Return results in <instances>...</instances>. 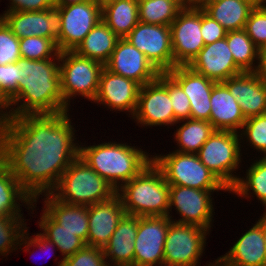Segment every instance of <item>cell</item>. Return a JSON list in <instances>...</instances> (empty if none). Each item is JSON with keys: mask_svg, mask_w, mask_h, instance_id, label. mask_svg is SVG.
<instances>
[{"mask_svg": "<svg viewBox=\"0 0 266 266\" xmlns=\"http://www.w3.org/2000/svg\"><path fill=\"white\" fill-rule=\"evenodd\" d=\"M22 79L17 62L0 65V87L11 100L17 95Z\"/></svg>", "mask_w": 266, "mask_h": 266, "instance_id": "obj_43", "label": "cell"}, {"mask_svg": "<svg viewBox=\"0 0 266 266\" xmlns=\"http://www.w3.org/2000/svg\"><path fill=\"white\" fill-rule=\"evenodd\" d=\"M42 211V214H40L42 216H40V221L38 222L40 230L42 229L44 231L41 234L50 240L56 246L57 250H60L63 259L74 255L86 245L76 233L61 229V226L44 209Z\"/></svg>", "mask_w": 266, "mask_h": 266, "instance_id": "obj_33", "label": "cell"}, {"mask_svg": "<svg viewBox=\"0 0 266 266\" xmlns=\"http://www.w3.org/2000/svg\"><path fill=\"white\" fill-rule=\"evenodd\" d=\"M29 227H27L25 229V232L23 233L20 241H19V245H18V249H21L22 250V246H24V250L23 251H30V247L33 246L35 247L34 249L39 248V250H44V251H51L54 250V249H51L52 248H55L56 246L50 241L48 240L47 238H45L41 232L40 234L37 233L36 235L34 234V237L32 236H28L30 234H28L29 232L27 231Z\"/></svg>", "mask_w": 266, "mask_h": 266, "instance_id": "obj_46", "label": "cell"}, {"mask_svg": "<svg viewBox=\"0 0 266 266\" xmlns=\"http://www.w3.org/2000/svg\"><path fill=\"white\" fill-rule=\"evenodd\" d=\"M199 6L224 29H244L251 10L254 8L244 0H195Z\"/></svg>", "mask_w": 266, "mask_h": 266, "instance_id": "obj_27", "label": "cell"}, {"mask_svg": "<svg viewBox=\"0 0 266 266\" xmlns=\"http://www.w3.org/2000/svg\"><path fill=\"white\" fill-rule=\"evenodd\" d=\"M44 211L58 224L61 229L76 233L87 245L89 234L88 206L67 204L55 199L50 193L43 194Z\"/></svg>", "mask_w": 266, "mask_h": 266, "instance_id": "obj_26", "label": "cell"}, {"mask_svg": "<svg viewBox=\"0 0 266 266\" xmlns=\"http://www.w3.org/2000/svg\"><path fill=\"white\" fill-rule=\"evenodd\" d=\"M222 83L236 98L245 119L266 114V84L254 71H243Z\"/></svg>", "mask_w": 266, "mask_h": 266, "instance_id": "obj_22", "label": "cell"}, {"mask_svg": "<svg viewBox=\"0 0 266 266\" xmlns=\"http://www.w3.org/2000/svg\"><path fill=\"white\" fill-rule=\"evenodd\" d=\"M160 73L174 68L170 27L140 22L125 37Z\"/></svg>", "mask_w": 266, "mask_h": 266, "instance_id": "obj_13", "label": "cell"}, {"mask_svg": "<svg viewBox=\"0 0 266 266\" xmlns=\"http://www.w3.org/2000/svg\"><path fill=\"white\" fill-rule=\"evenodd\" d=\"M183 122L174 132V139L178 149L174 150L181 153L197 154L201 146L215 131L213 125L207 120L187 119L177 122Z\"/></svg>", "mask_w": 266, "mask_h": 266, "instance_id": "obj_32", "label": "cell"}, {"mask_svg": "<svg viewBox=\"0 0 266 266\" xmlns=\"http://www.w3.org/2000/svg\"><path fill=\"white\" fill-rule=\"evenodd\" d=\"M258 64L254 71L257 77L266 84V52H259Z\"/></svg>", "mask_w": 266, "mask_h": 266, "instance_id": "obj_48", "label": "cell"}, {"mask_svg": "<svg viewBox=\"0 0 266 266\" xmlns=\"http://www.w3.org/2000/svg\"><path fill=\"white\" fill-rule=\"evenodd\" d=\"M120 38L101 19L74 50L105 65Z\"/></svg>", "mask_w": 266, "mask_h": 266, "instance_id": "obj_29", "label": "cell"}, {"mask_svg": "<svg viewBox=\"0 0 266 266\" xmlns=\"http://www.w3.org/2000/svg\"><path fill=\"white\" fill-rule=\"evenodd\" d=\"M0 18L17 38L38 36L57 42L61 30V11L57 6L44 11L9 12Z\"/></svg>", "mask_w": 266, "mask_h": 266, "instance_id": "obj_16", "label": "cell"}, {"mask_svg": "<svg viewBox=\"0 0 266 266\" xmlns=\"http://www.w3.org/2000/svg\"><path fill=\"white\" fill-rule=\"evenodd\" d=\"M50 194L63 203L89 206L110 199L117 191L78 156Z\"/></svg>", "mask_w": 266, "mask_h": 266, "instance_id": "obj_5", "label": "cell"}, {"mask_svg": "<svg viewBox=\"0 0 266 266\" xmlns=\"http://www.w3.org/2000/svg\"><path fill=\"white\" fill-rule=\"evenodd\" d=\"M168 93L177 122L187 120L191 116L189 98L182 88L168 75Z\"/></svg>", "mask_w": 266, "mask_h": 266, "instance_id": "obj_42", "label": "cell"}, {"mask_svg": "<svg viewBox=\"0 0 266 266\" xmlns=\"http://www.w3.org/2000/svg\"><path fill=\"white\" fill-rule=\"evenodd\" d=\"M227 31L201 8V34L205 45L224 39Z\"/></svg>", "mask_w": 266, "mask_h": 266, "instance_id": "obj_44", "label": "cell"}, {"mask_svg": "<svg viewBox=\"0 0 266 266\" xmlns=\"http://www.w3.org/2000/svg\"><path fill=\"white\" fill-rule=\"evenodd\" d=\"M244 1L248 2L254 8L266 6V0H244Z\"/></svg>", "mask_w": 266, "mask_h": 266, "instance_id": "obj_51", "label": "cell"}, {"mask_svg": "<svg viewBox=\"0 0 266 266\" xmlns=\"http://www.w3.org/2000/svg\"><path fill=\"white\" fill-rule=\"evenodd\" d=\"M169 185L209 191H230L199 159L197 154L169 152L152 156Z\"/></svg>", "mask_w": 266, "mask_h": 266, "instance_id": "obj_6", "label": "cell"}, {"mask_svg": "<svg viewBox=\"0 0 266 266\" xmlns=\"http://www.w3.org/2000/svg\"><path fill=\"white\" fill-rule=\"evenodd\" d=\"M141 85L135 80L114 74L103 68L100 74L99 86L93 102L102 104L110 111H126L133 117Z\"/></svg>", "mask_w": 266, "mask_h": 266, "instance_id": "obj_18", "label": "cell"}, {"mask_svg": "<svg viewBox=\"0 0 266 266\" xmlns=\"http://www.w3.org/2000/svg\"><path fill=\"white\" fill-rule=\"evenodd\" d=\"M19 201V202H18ZM27 205L28 210H35L36 202L21 187L16 177L3 164L0 167V207L10 216H23L20 206ZM34 203V204H33Z\"/></svg>", "mask_w": 266, "mask_h": 266, "instance_id": "obj_30", "label": "cell"}, {"mask_svg": "<svg viewBox=\"0 0 266 266\" xmlns=\"http://www.w3.org/2000/svg\"><path fill=\"white\" fill-rule=\"evenodd\" d=\"M132 118L141 127L177 124L168 93L167 73H160L155 81L140 87L137 108Z\"/></svg>", "mask_w": 266, "mask_h": 266, "instance_id": "obj_11", "label": "cell"}, {"mask_svg": "<svg viewBox=\"0 0 266 266\" xmlns=\"http://www.w3.org/2000/svg\"><path fill=\"white\" fill-rule=\"evenodd\" d=\"M58 266H109L103 249L85 245L74 255L57 262Z\"/></svg>", "mask_w": 266, "mask_h": 266, "instance_id": "obj_39", "label": "cell"}, {"mask_svg": "<svg viewBox=\"0 0 266 266\" xmlns=\"http://www.w3.org/2000/svg\"><path fill=\"white\" fill-rule=\"evenodd\" d=\"M101 19L119 38H125L139 23L138 0L101 2Z\"/></svg>", "mask_w": 266, "mask_h": 266, "instance_id": "obj_28", "label": "cell"}, {"mask_svg": "<svg viewBox=\"0 0 266 266\" xmlns=\"http://www.w3.org/2000/svg\"><path fill=\"white\" fill-rule=\"evenodd\" d=\"M246 178V179H245ZM239 177L237 183L230 189V193H235L238 197H255L261 201L266 211V158L257 159L249 166L246 177ZM252 190V194H251Z\"/></svg>", "mask_w": 266, "mask_h": 266, "instance_id": "obj_34", "label": "cell"}, {"mask_svg": "<svg viewBox=\"0 0 266 266\" xmlns=\"http://www.w3.org/2000/svg\"><path fill=\"white\" fill-rule=\"evenodd\" d=\"M193 0H138L139 21L170 26L179 12Z\"/></svg>", "mask_w": 266, "mask_h": 266, "instance_id": "obj_31", "label": "cell"}, {"mask_svg": "<svg viewBox=\"0 0 266 266\" xmlns=\"http://www.w3.org/2000/svg\"><path fill=\"white\" fill-rule=\"evenodd\" d=\"M69 112L25 114L0 125L3 164L38 202L79 156Z\"/></svg>", "mask_w": 266, "mask_h": 266, "instance_id": "obj_1", "label": "cell"}, {"mask_svg": "<svg viewBox=\"0 0 266 266\" xmlns=\"http://www.w3.org/2000/svg\"><path fill=\"white\" fill-rule=\"evenodd\" d=\"M55 5H70V4H76V3H82L85 1H90V0H54Z\"/></svg>", "mask_w": 266, "mask_h": 266, "instance_id": "obj_49", "label": "cell"}, {"mask_svg": "<svg viewBox=\"0 0 266 266\" xmlns=\"http://www.w3.org/2000/svg\"><path fill=\"white\" fill-rule=\"evenodd\" d=\"M10 6L4 11L25 12V11H44L55 6L54 0H9Z\"/></svg>", "mask_w": 266, "mask_h": 266, "instance_id": "obj_45", "label": "cell"}, {"mask_svg": "<svg viewBox=\"0 0 266 266\" xmlns=\"http://www.w3.org/2000/svg\"><path fill=\"white\" fill-rule=\"evenodd\" d=\"M169 216L138 217L133 266H157L163 262Z\"/></svg>", "mask_w": 266, "mask_h": 266, "instance_id": "obj_15", "label": "cell"}, {"mask_svg": "<svg viewBox=\"0 0 266 266\" xmlns=\"http://www.w3.org/2000/svg\"><path fill=\"white\" fill-rule=\"evenodd\" d=\"M239 133L215 130L197 153L200 161L230 190L239 178L236 169L241 162ZM234 172V173H233Z\"/></svg>", "mask_w": 266, "mask_h": 266, "instance_id": "obj_8", "label": "cell"}, {"mask_svg": "<svg viewBox=\"0 0 266 266\" xmlns=\"http://www.w3.org/2000/svg\"><path fill=\"white\" fill-rule=\"evenodd\" d=\"M259 52H266V43H265L264 46L260 49Z\"/></svg>", "mask_w": 266, "mask_h": 266, "instance_id": "obj_56", "label": "cell"}, {"mask_svg": "<svg viewBox=\"0 0 266 266\" xmlns=\"http://www.w3.org/2000/svg\"><path fill=\"white\" fill-rule=\"evenodd\" d=\"M8 215L1 207H0V218H2L3 216Z\"/></svg>", "mask_w": 266, "mask_h": 266, "instance_id": "obj_55", "label": "cell"}, {"mask_svg": "<svg viewBox=\"0 0 266 266\" xmlns=\"http://www.w3.org/2000/svg\"><path fill=\"white\" fill-rule=\"evenodd\" d=\"M125 214L126 211L118 194L106 201L89 205L87 245L103 249Z\"/></svg>", "mask_w": 266, "mask_h": 266, "instance_id": "obj_21", "label": "cell"}, {"mask_svg": "<svg viewBox=\"0 0 266 266\" xmlns=\"http://www.w3.org/2000/svg\"><path fill=\"white\" fill-rule=\"evenodd\" d=\"M220 258L229 266H266V245L258 220Z\"/></svg>", "mask_w": 266, "mask_h": 266, "instance_id": "obj_23", "label": "cell"}, {"mask_svg": "<svg viewBox=\"0 0 266 266\" xmlns=\"http://www.w3.org/2000/svg\"><path fill=\"white\" fill-rule=\"evenodd\" d=\"M225 38L235 64L242 71H255L260 49L253 43L245 29L229 31Z\"/></svg>", "mask_w": 266, "mask_h": 266, "instance_id": "obj_35", "label": "cell"}, {"mask_svg": "<svg viewBox=\"0 0 266 266\" xmlns=\"http://www.w3.org/2000/svg\"><path fill=\"white\" fill-rule=\"evenodd\" d=\"M19 50L21 58L30 60L54 59L60 53L55 40L38 36L20 38Z\"/></svg>", "mask_w": 266, "mask_h": 266, "instance_id": "obj_37", "label": "cell"}, {"mask_svg": "<svg viewBox=\"0 0 266 266\" xmlns=\"http://www.w3.org/2000/svg\"><path fill=\"white\" fill-rule=\"evenodd\" d=\"M244 29L253 43L261 49L266 43V6L251 10Z\"/></svg>", "mask_w": 266, "mask_h": 266, "instance_id": "obj_41", "label": "cell"}, {"mask_svg": "<svg viewBox=\"0 0 266 266\" xmlns=\"http://www.w3.org/2000/svg\"><path fill=\"white\" fill-rule=\"evenodd\" d=\"M138 217L125 214L103 248L109 266H133Z\"/></svg>", "mask_w": 266, "mask_h": 266, "instance_id": "obj_25", "label": "cell"}, {"mask_svg": "<svg viewBox=\"0 0 266 266\" xmlns=\"http://www.w3.org/2000/svg\"><path fill=\"white\" fill-rule=\"evenodd\" d=\"M79 156L116 191L153 161V155L141 148L111 141L88 147L79 145Z\"/></svg>", "mask_w": 266, "mask_h": 266, "instance_id": "obj_3", "label": "cell"}, {"mask_svg": "<svg viewBox=\"0 0 266 266\" xmlns=\"http://www.w3.org/2000/svg\"><path fill=\"white\" fill-rule=\"evenodd\" d=\"M3 165V146L0 142V167Z\"/></svg>", "mask_w": 266, "mask_h": 266, "instance_id": "obj_53", "label": "cell"}, {"mask_svg": "<svg viewBox=\"0 0 266 266\" xmlns=\"http://www.w3.org/2000/svg\"><path fill=\"white\" fill-rule=\"evenodd\" d=\"M55 6L61 11V30L56 42L58 50L59 52L74 51L101 20V2L90 0Z\"/></svg>", "mask_w": 266, "mask_h": 266, "instance_id": "obj_12", "label": "cell"}, {"mask_svg": "<svg viewBox=\"0 0 266 266\" xmlns=\"http://www.w3.org/2000/svg\"><path fill=\"white\" fill-rule=\"evenodd\" d=\"M185 92L190 102L191 119L210 122V96L217 83L194 71L187 65H179L166 72Z\"/></svg>", "mask_w": 266, "mask_h": 266, "instance_id": "obj_19", "label": "cell"}, {"mask_svg": "<svg viewBox=\"0 0 266 266\" xmlns=\"http://www.w3.org/2000/svg\"><path fill=\"white\" fill-rule=\"evenodd\" d=\"M104 67L110 72L135 80L141 86L155 81L160 72L126 38H120Z\"/></svg>", "mask_w": 266, "mask_h": 266, "instance_id": "obj_17", "label": "cell"}, {"mask_svg": "<svg viewBox=\"0 0 266 266\" xmlns=\"http://www.w3.org/2000/svg\"><path fill=\"white\" fill-rule=\"evenodd\" d=\"M207 266H229L220 257H218L213 263L207 264Z\"/></svg>", "mask_w": 266, "mask_h": 266, "instance_id": "obj_52", "label": "cell"}, {"mask_svg": "<svg viewBox=\"0 0 266 266\" xmlns=\"http://www.w3.org/2000/svg\"><path fill=\"white\" fill-rule=\"evenodd\" d=\"M25 221L22 216L0 218V256L7 257L13 250H18L19 241L27 228Z\"/></svg>", "mask_w": 266, "mask_h": 266, "instance_id": "obj_36", "label": "cell"}, {"mask_svg": "<svg viewBox=\"0 0 266 266\" xmlns=\"http://www.w3.org/2000/svg\"><path fill=\"white\" fill-rule=\"evenodd\" d=\"M104 65L74 51L59 53V73L64 105L69 109L76 95L94 101Z\"/></svg>", "mask_w": 266, "mask_h": 266, "instance_id": "obj_7", "label": "cell"}, {"mask_svg": "<svg viewBox=\"0 0 266 266\" xmlns=\"http://www.w3.org/2000/svg\"><path fill=\"white\" fill-rule=\"evenodd\" d=\"M187 66L217 83L243 72L235 64L226 38L205 45Z\"/></svg>", "mask_w": 266, "mask_h": 266, "instance_id": "obj_20", "label": "cell"}, {"mask_svg": "<svg viewBox=\"0 0 266 266\" xmlns=\"http://www.w3.org/2000/svg\"><path fill=\"white\" fill-rule=\"evenodd\" d=\"M258 220L261 222L262 225L263 238L266 245V211L263 213L262 216H260V219Z\"/></svg>", "mask_w": 266, "mask_h": 266, "instance_id": "obj_50", "label": "cell"}, {"mask_svg": "<svg viewBox=\"0 0 266 266\" xmlns=\"http://www.w3.org/2000/svg\"><path fill=\"white\" fill-rule=\"evenodd\" d=\"M17 64L23 79L18 83L17 95L11 100L12 118L69 111L61 93L59 56L46 60L19 58Z\"/></svg>", "mask_w": 266, "mask_h": 266, "instance_id": "obj_2", "label": "cell"}, {"mask_svg": "<svg viewBox=\"0 0 266 266\" xmlns=\"http://www.w3.org/2000/svg\"><path fill=\"white\" fill-rule=\"evenodd\" d=\"M158 266H180V265H173V264H170V263L161 262V263L158 264Z\"/></svg>", "mask_w": 266, "mask_h": 266, "instance_id": "obj_54", "label": "cell"}, {"mask_svg": "<svg viewBox=\"0 0 266 266\" xmlns=\"http://www.w3.org/2000/svg\"><path fill=\"white\" fill-rule=\"evenodd\" d=\"M126 214L168 216L169 184L161 169L152 161L118 191Z\"/></svg>", "mask_w": 266, "mask_h": 266, "instance_id": "obj_4", "label": "cell"}, {"mask_svg": "<svg viewBox=\"0 0 266 266\" xmlns=\"http://www.w3.org/2000/svg\"><path fill=\"white\" fill-rule=\"evenodd\" d=\"M174 68L188 65L205 46L201 34V7L193 0L171 23Z\"/></svg>", "mask_w": 266, "mask_h": 266, "instance_id": "obj_10", "label": "cell"}, {"mask_svg": "<svg viewBox=\"0 0 266 266\" xmlns=\"http://www.w3.org/2000/svg\"><path fill=\"white\" fill-rule=\"evenodd\" d=\"M19 58V38L0 18V65L16 63Z\"/></svg>", "mask_w": 266, "mask_h": 266, "instance_id": "obj_40", "label": "cell"}, {"mask_svg": "<svg viewBox=\"0 0 266 266\" xmlns=\"http://www.w3.org/2000/svg\"><path fill=\"white\" fill-rule=\"evenodd\" d=\"M211 230L171 221L164 244L163 262L180 266H199Z\"/></svg>", "mask_w": 266, "mask_h": 266, "instance_id": "obj_9", "label": "cell"}, {"mask_svg": "<svg viewBox=\"0 0 266 266\" xmlns=\"http://www.w3.org/2000/svg\"><path fill=\"white\" fill-rule=\"evenodd\" d=\"M12 101L0 87V124L12 118ZM8 109V110H7Z\"/></svg>", "mask_w": 266, "mask_h": 266, "instance_id": "obj_47", "label": "cell"}, {"mask_svg": "<svg viewBox=\"0 0 266 266\" xmlns=\"http://www.w3.org/2000/svg\"><path fill=\"white\" fill-rule=\"evenodd\" d=\"M214 191L200 190L190 187L169 185V211L168 216L172 220L170 212L175 210L180 214V219L172 221L197 225L210 230L213 222V200L211 195Z\"/></svg>", "mask_w": 266, "mask_h": 266, "instance_id": "obj_14", "label": "cell"}, {"mask_svg": "<svg viewBox=\"0 0 266 266\" xmlns=\"http://www.w3.org/2000/svg\"><path fill=\"white\" fill-rule=\"evenodd\" d=\"M240 130V139L246 142L257 151L266 155V114L250 117L246 119ZM245 137V138H243Z\"/></svg>", "mask_w": 266, "mask_h": 266, "instance_id": "obj_38", "label": "cell"}, {"mask_svg": "<svg viewBox=\"0 0 266 266\" xmlns=\"http://www.w3.org/2000/svg\"><path fill=\"white\" fill-rule=\"evenodd\" d=\"M210 104V123L215 130L240 132L246 119L236 98L222 82L213 86Z\"/></svg>", "mask_w": 266, "mask_h": 266, "instance_id": "obj_24", "label": "cell"}]
</instances>
